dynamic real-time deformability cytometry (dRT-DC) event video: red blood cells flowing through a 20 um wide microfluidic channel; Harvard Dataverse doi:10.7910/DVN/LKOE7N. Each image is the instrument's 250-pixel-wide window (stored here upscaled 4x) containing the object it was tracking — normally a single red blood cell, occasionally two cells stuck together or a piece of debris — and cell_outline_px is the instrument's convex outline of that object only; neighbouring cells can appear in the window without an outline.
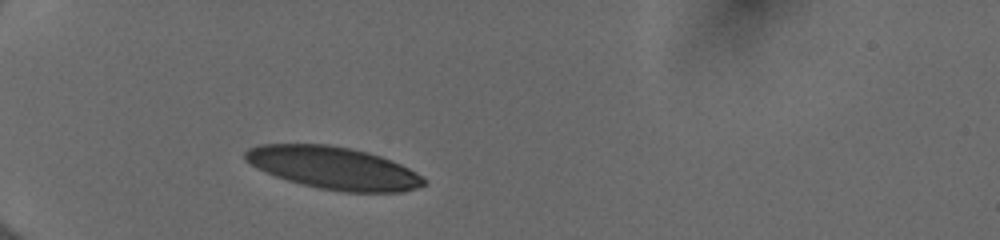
{"species": "human", "species_latin": "Homo sapiens", "temperature_condition": "cold", "stored_images_in_passage": 31, "camera_frame_rate_fps": 3000, "um_per_image_px": 0.085, "donor": {"sex": "female"}, "frame": {"image": 1, "passage_image": 1, "time_ms": 0.0, "image_size_px": [1000, 240], "cell_outline_px": [[428, 184], [416, 188], [400, 192], [340, 192], [320, 188], [288, 180], [276, 176], [256, 168], [244, 160], [244, 152], [248, 148], [260, 144], [328, 144], [352, 148], [368, 152], [392, 160], [416, 172], [428, 180]], "centroid_in_image_um": [28.36, 14.27], "position_along_channel_um": 56.6, "area_um2": 44.33}}
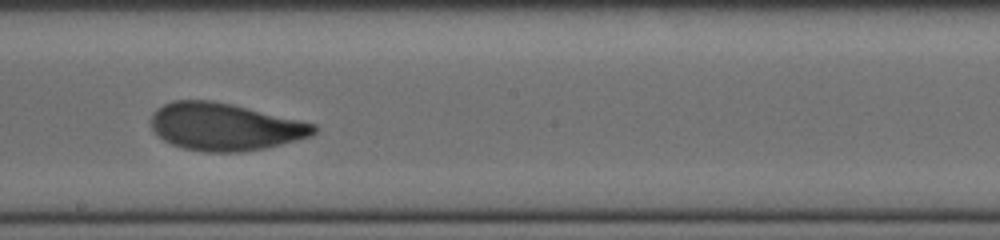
{"frame": {"image": 2, "passage_image": 16, "time_ms": 5.0, "image_size_px": [1000, 240], "cell_outline_px": [[320, 128], [312, 136], [264, 148], [240, 152], [204, 152], [184, 148], [172, 144], [164, 140], [152, 128], [152, 112], [156, 108], [172, 100], [212, 100], [232, 104], [300, 120], [316, 124]], "centroid_in_image_um": [19.12, 10.77], "position_along_channel_um": 229.1, "area_um2": 44.97}}
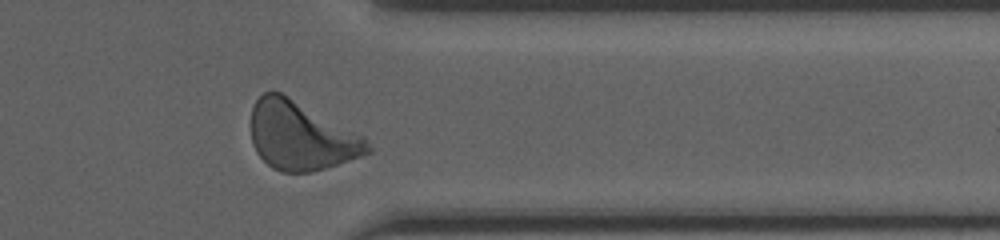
{"frame": {"image": 3, "passage_image": 28, "time_ms": 9.0, "image_size_px": [1000, 240], "cell_outline_px": [[372, 152], [324, 168], [308, 172], [280, 172], [272, 168], [256, 152], [252, 144], [252, 108], [256, 100], [264, 92], [280, 92], [288, 96], [364, 136], [368, 140], [372, 148]], "centroid_in_image_um": [25.58, 11.56], "position_along_channel_um": 385.8, "area_um2": 46.07}, "authors_computed_cell_mechanics": {"area_um2": 44.6794, "velocity_mm_per_s": 3.9662, "shape_relaxation_time_tau1_ms": 2.6034, "shape_relaxation_time_tau2_ms": 0.9312, "deformation_change_tau1": 0.1455, "deformation_change_tau2": 0.0666}}